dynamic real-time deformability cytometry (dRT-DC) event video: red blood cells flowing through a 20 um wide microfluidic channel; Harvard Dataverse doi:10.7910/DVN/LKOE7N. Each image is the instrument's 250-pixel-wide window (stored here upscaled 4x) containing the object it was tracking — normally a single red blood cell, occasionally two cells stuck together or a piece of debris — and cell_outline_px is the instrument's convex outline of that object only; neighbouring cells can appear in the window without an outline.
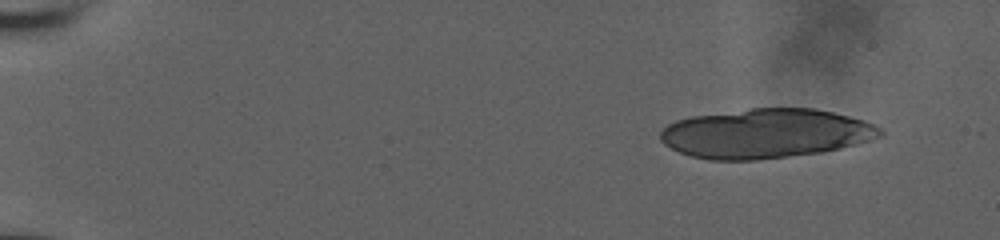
{"species": "human", "species_latin": "Homo sapiens", "temperature_condition": "room temperature", "stored_images_in_passage": 13, "camera_frame_rate_fps": 3000, "um_per_image_px": 0.085, "donor": {"sex": "male"}, "frame": {"image": 1, "passage_image": 1, "time_ms": 0.0, "image_size_px": [1000, 240], "cell_outline_px": [[884, 136], [872, 140], [840, 148], [820, 152], [756, 160], [708, 160], [692, 156], [680, 152], [664, 144], [660, 140], [660, 132], [668, 124], [676, 120], [692, 116], [752, 108], [812, 108], [832, 112], [864, 120], [884, 128]], "centroid_in_image_um": [65.11, 11.34], "position_along_channel_um": 19.9, "area_um2": 63.29}}